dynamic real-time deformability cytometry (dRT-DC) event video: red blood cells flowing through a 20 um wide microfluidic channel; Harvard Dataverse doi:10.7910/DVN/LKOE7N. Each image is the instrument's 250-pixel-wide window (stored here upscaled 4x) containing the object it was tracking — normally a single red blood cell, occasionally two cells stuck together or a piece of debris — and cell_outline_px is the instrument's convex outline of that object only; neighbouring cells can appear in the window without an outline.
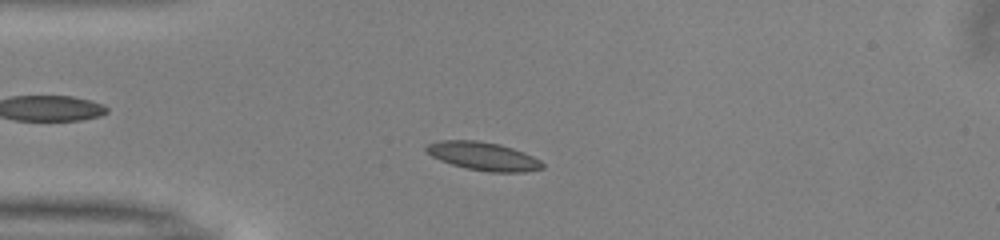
{"species": "common noctule bat (a hibernating species)", "species_latin": "Nyctalus noctula", "temperature_condition": "warm", "stored_images_in_passage": 46, "camera_frame_rate_fps": 3000, "um_per_image_px": 0.085, "animal": {"sex": "male", "body_mass_g": 13.0, "forearm_length_mm": 53.1}, "frame": {"image": 1, "passage_image": 8, "time_ms": 2.333, "image_size_px": [1000, 240], "cell_outline_px": [[544, 168], [524, 172], [488, 172], [468, 168], [452, 164], [440, 160], [424, 152], [424, 148], [428, 144], [440, 140], [476, 140], [500, 144], [524, 152], [540, 160], [544, 164]], "centroid_in_image_um": [41.06, 13.27], "position_along_channel_um": 43.9, "area_um2": 19.19}}
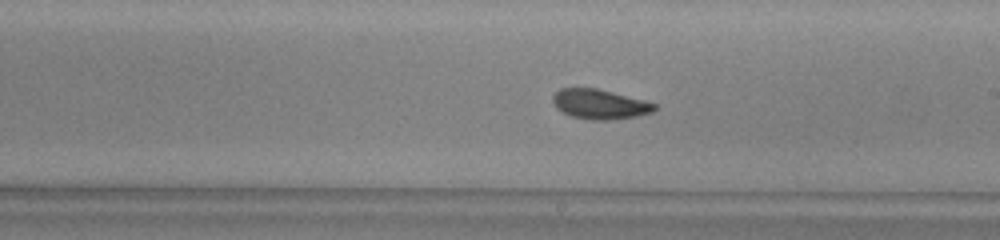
{"frame": {"image": 2, "passage_image": 24, "time_ms": 7.667, "image_size_px": [1000, 240], "cell_outline_px": [[656, 108], [652, 112], [636, 116], [608, 120], [592, 120], [572, 116], [556, 108], [552, 100], [552, 96], [560, 88], [596, 88], [644, 100], [656, 104]], "centroid_in_image_um": [50.96, 8.85], "position_along_channel_um": 238.0, "area_um2": 17.46}}
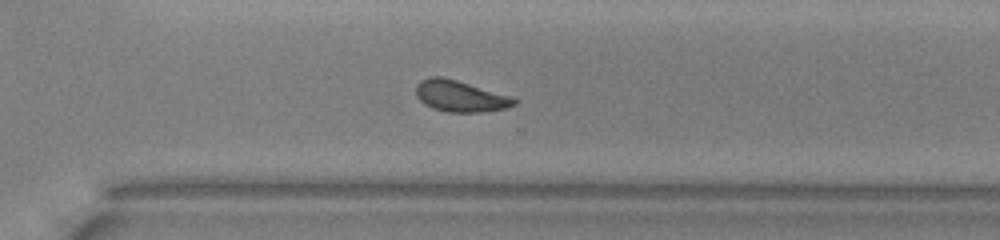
{"frame": {"image": 3, "passage_image": 31, "time_ms": 10.0, "image_size_px": [1000, 240], "cell_outline_px": [[516, 104], [504, 108], [480, 112], [448, 112], [432, 108], [424, 104], [416, 96], [416, 84], [420, 80], [432, 76], [440, 76], [456, 80], [512, 96], [516, 100]], "centroid_in_image_um": [39.08, 8.17], "position_along_channel_um": 331.5, "area_um2": 17.8}, "authors_computed_cell_mechanics": {"area_um2": 18.1492, "velocity_mm_per_s": 4.0069, "shape_relaxation_time_tau1_ms": 7.3758, "shape_relaxation_time_tau2_ms": 4.0213, "deformation_change_tau1": 0.1583, "deformation_change_tau2": 0.0958}}